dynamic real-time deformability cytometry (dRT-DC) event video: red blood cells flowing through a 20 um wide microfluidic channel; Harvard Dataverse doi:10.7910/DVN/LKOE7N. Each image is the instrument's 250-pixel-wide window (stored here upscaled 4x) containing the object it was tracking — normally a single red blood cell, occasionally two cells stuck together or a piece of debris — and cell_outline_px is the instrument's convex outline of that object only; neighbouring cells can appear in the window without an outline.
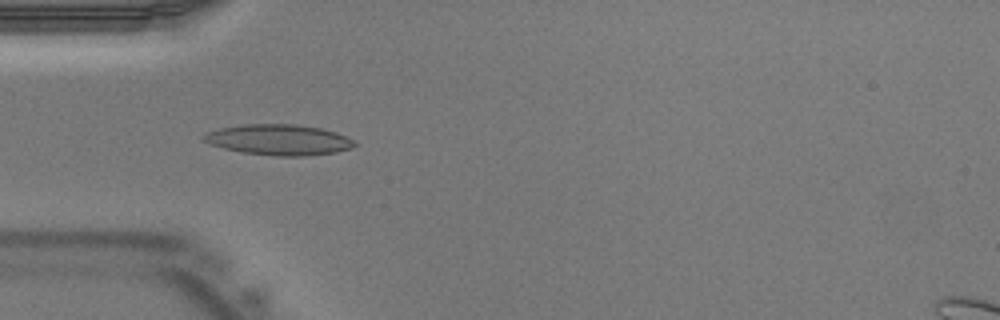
{"species": "Egyptian fruit bat (a non-hibernating species)", "species_latin": "Rousettus aegyptiacus", "temperature_condition": "warm", "stored_images_in_passage": 31, "camera_frame_rate_fps": 3000, "um_per_image_px": 0.085, "animal": {"sex": "male"}, "frame": {"image": 1, "passage_image": 3, "time_ms": 0.667, "image_size_px": [1000, 320], "cell_outline_px": [[356, 144], [352, 148], [336, 152], [304, 156], [276, 156], [244, 152], [224, 148], [208, 144], [204, 140], [204, 132], [220, 128], [244, 124], [296, 124], [320, 128], [336, 132], [352, 140]], "centroid_in_image_um": [23.68, 11.88], "position_along_channel_um": 61.3, "area_um2": 26.82}}
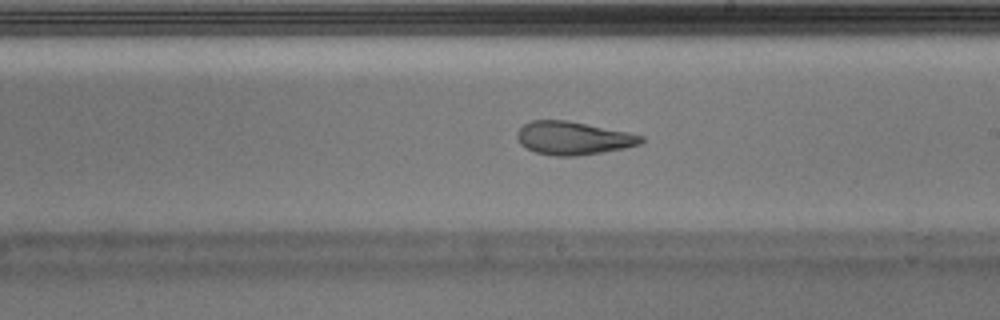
{"frame": {"image": 2, "passage_image": 14, "time_ms": 4.333, "image_size_px": [1000, 320], "cell_outline_px": [[644, 140], [640, 144], [624, 148], [576, 156], [552, 156], [536, 152], [520, 144], [516, 136], [516, 132], [524, 124], [532, 120], [568, 120], [628, 132], [644, 136]], "centroid_in_image_um": [48.7, 11.73], "position_along_channel_um": 240.3, "area_um2": 23.93}}
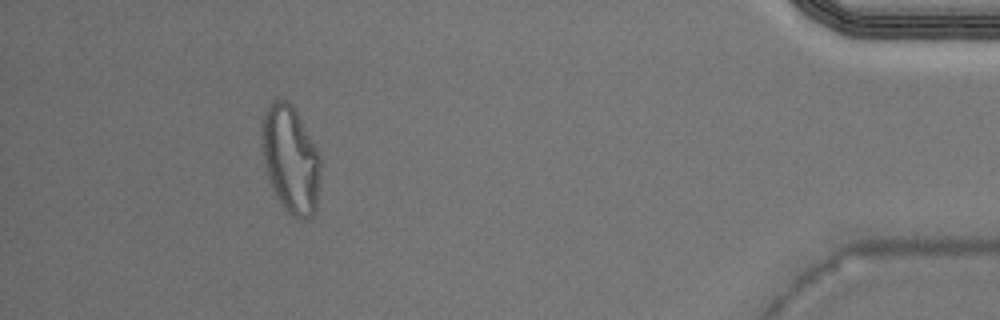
{"frame": {"image": 3, "passage_image": 28, "time_ms": 9.0, "image_size_px": [1000, 320], "cell_outline_px": [[320, 180], [316, 208], [312, 216], [304, 220], [300, 220], [292, 216], [284, 208], [276, 196], [268, 176], [264, 164], [260, 148], [260, 136], [264, 112], [268, 104], [272, 100], [284, 100], [292, 104], [316, 148], [320, 156]], "centroid_in_image_um": [24.68, 13.55], "position_along_channel_um": 410.5, "area_um2": 36.93}}